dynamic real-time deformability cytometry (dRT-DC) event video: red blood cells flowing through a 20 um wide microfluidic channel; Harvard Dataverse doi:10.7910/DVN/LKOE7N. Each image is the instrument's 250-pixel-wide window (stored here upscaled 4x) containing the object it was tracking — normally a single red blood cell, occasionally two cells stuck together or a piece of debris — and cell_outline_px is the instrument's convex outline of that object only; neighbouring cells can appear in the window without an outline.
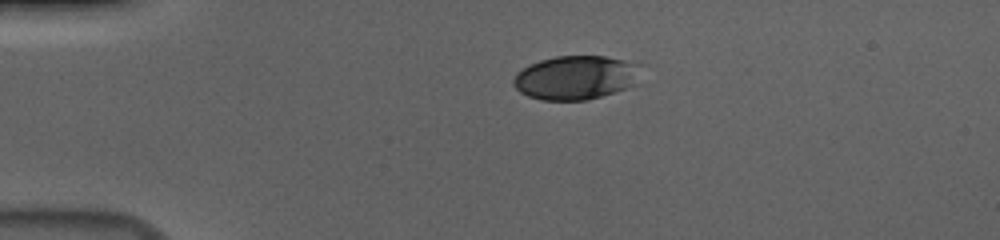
{"species": "human", "species_latin": "Homo sapiens", "temperature_condition": "cold", "stored_images_in_passage": 44, "camera_frame_rate_fps": 3000, "um_per_image_px": 0.085, "donor": {"sex": "male"}, "frame": {"image": 1, "passage_image": 1, "time_ms": 0.0, "image_size_px": [1000, 240], "cell_outline_px": [[644, 64], [632, 84], [624, 88], [588, 100], [540, 100], [528, 96], [520, 92], [512, 84], [512, 80], [516, 72], [540, 60], [556, 56], [604, 56]], "centroid_in_image_um": [48.9, 6.58], "position_along_channel_um": 36.1, "area_um2": 32.43}}
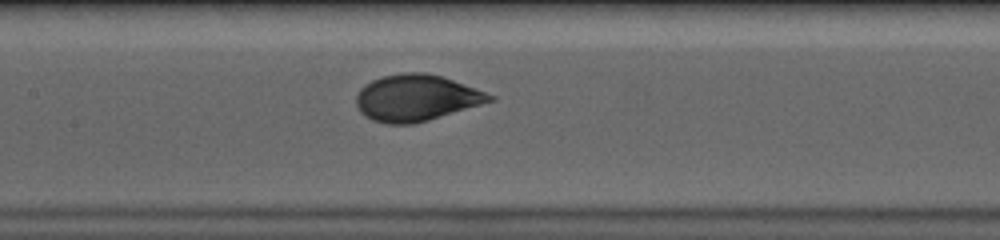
{"frame": {"image": 2, "passage_image": 16, "time_ms": 5.0, "image_size_px": [1000, 240], "cell_outline_px": [[496, 100], [428, 120], [412, 124], [384, 124], [372, 120], [364, 116], [360, 112], [356, 104], [356, 96], [360, 88], [364, 84], [372, 80], [384, 76], [404, 72], [424, 72], [440, 76], [464, 84], [496, 96]], "centroid_in_image_um": [35.36, 8.33], "position_along_channel_um": 172.0, "area_um2": 36.07}}
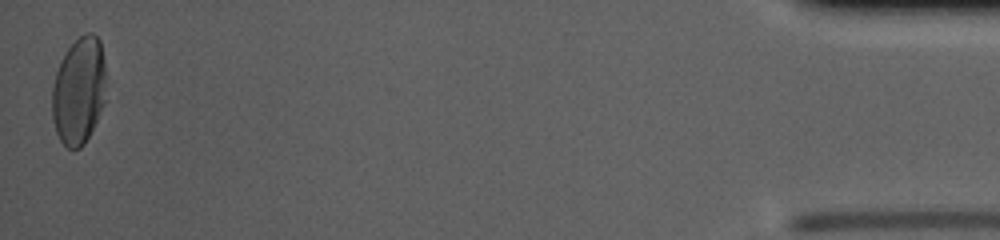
{"frame": {"image": 3, "passage_image": 44, "time_ms": 14.333, "image_size_px": [1000, 240], "cell_outline_px": [[104, 104], [84, 144], [80, 148], [68, 148], [60, 140], [56, 132], [52, 116], [52, 88], [56, 72], [60, 60], [68, 48], [84, 32], [92, 32], [100, 40], [104, 60]], "centroid_in_image_um": [6.68, 7.69], "position_along_channel_um": 428.5, "area_um2": 33.47}, "authors_computed_cell_mechanics": {"area_um2": 34.7956, "velocity_mm_per_s": 3.6799, "shape_relaxation_time_tau1_ms": 3.2606, "shape_relaxation_time_tau2_ms": null, "deformation_change_tau1": 0.1484, "deformation_change_tau2": null}}